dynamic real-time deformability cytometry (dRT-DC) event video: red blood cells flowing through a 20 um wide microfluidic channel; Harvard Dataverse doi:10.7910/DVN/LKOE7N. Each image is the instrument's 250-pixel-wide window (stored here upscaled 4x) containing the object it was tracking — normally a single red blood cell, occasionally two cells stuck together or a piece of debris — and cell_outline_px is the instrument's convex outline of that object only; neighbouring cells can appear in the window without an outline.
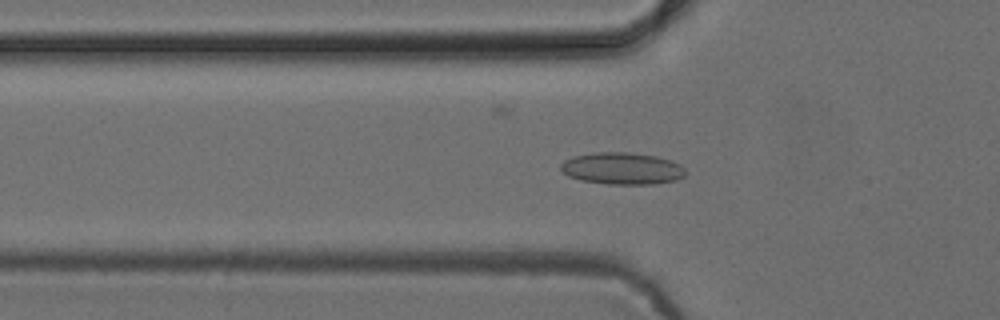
{"species": "common noctule bat (a hibernating species)", "species_latin": "Nyctalus noctula", "temperature_condition": "cold", "stored_images_in_passage": 47, "camera_frame_rate_fps": 3000, "um_per_image_px": 0.085, "animal": {"sex": "female", "body_mass_g": 24.6, "forearm_length_mm": 56.2}, "frame": {"image": 1, "passage_image": 17, "time_ms": 5.333, "image_size_px": [1000, 320], "cell_outline_px": [[688, 172], [684, 176], [676, 180], [656, 184], [608, 184], [580, 180], [568, 176], [560, 168], [560, 164], [564, 160], [572, 156], [592, 152], [628, 152], [656, 156], [672, 160], [680, 164]], "centroid_in_image_um": [52.89, 14.31], "position_along_channel_um": 72.9, "area_um2": 23.52}}
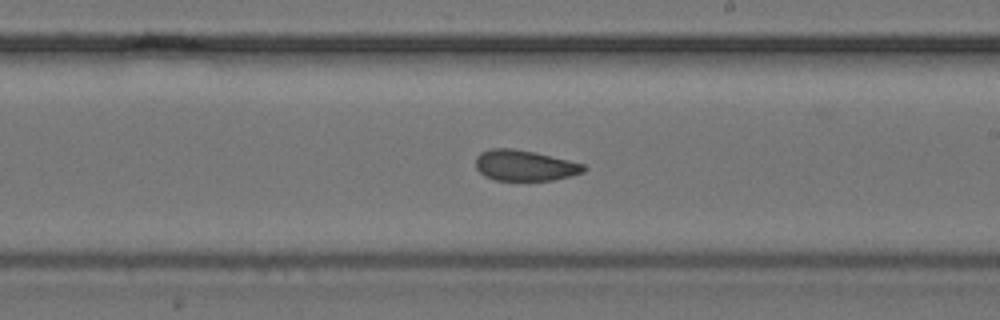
{"frame": {"image": 2, "passage_image": 30, "time_ms": 9.667, "image_size_px": [1000, 320], "cell_outline_px": [[588, 168], [584, 172], [572, 176], [552, 180], [496, 180], [484, 176], [476, 168], [476, 156], [480, 152], [492, 148], [512, 148], [536, 152], [584, 164]], "centroid_in_image_um": [44.61, 14.06], "position_along_channel_um": 244.4, "area_um2": 19.48}}
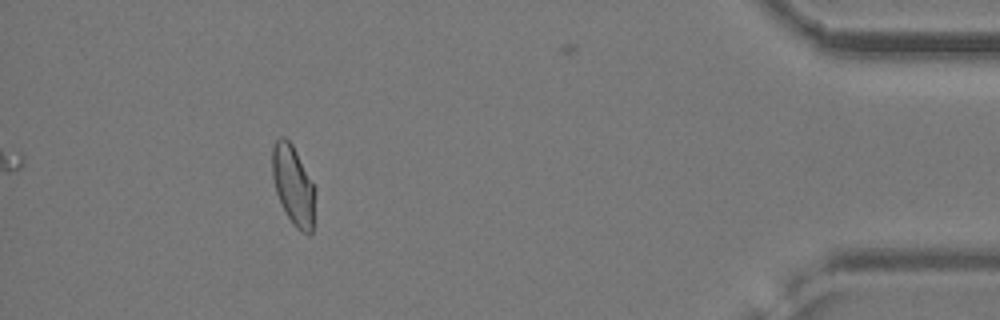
{"frame": {"image": 3, "passage_image": 47, "time_ms": 15.333, "image_size_px": [1000, 320], "cell_outline_px": [[316, 188], [312, 232], [308, 236], [300, 232], [292, 224], [276, 192], [272, 176], [272, 148], [276, 140], [280, 136], [284, 136], [292, 144]], "centroid_in_image_um": [24.94, 15.77], "position_along_channel_um": 410.3, "area_um2": 19.94}, "authors_computed_cell_mechanics": {"area_um2": 19.7098, "velocity_mm_per_s": 3.9391, "shape_relaxation_time_tau1_ms": null, "shape_relaxation_time_tau2_ms": 2.506, "deformation_change_tau1": null, "deformation_change_tau2": 0.0756}}